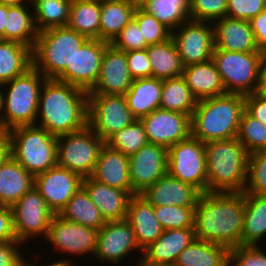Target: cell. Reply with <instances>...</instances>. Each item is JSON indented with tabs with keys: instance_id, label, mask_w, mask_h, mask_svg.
I'll return each mask as SVG.
<instances>
[{
	"instance_id": "6da1fadb",
	"label": "cell",
	"mask_w": 266,
	"mask_h": 266,
	"mask_svg": "<svg viewBox=\"0 0 266 266\" xmlns=\"http://www.w3.org/2000/svg\"><path fill=\"white\" fill-rule=\"evenodd\" d=\"M244 192L202 193L195 206L196 239L227 247L241 245Z\"/></svg>"
},
{
	"instance_id": "7a4b0ae2",
	"label": "cell",
	"mask_w": 266,
	"mask_h": 266,
	"mask_svg": "<svg viewBox=\"0 0 266 266\" xmlns=\"http://www.w3.org/2000/svg\"><path fill=\"white\" fill-rule=\"evenodd\" d=\"M87 108L88 92L56 79H46L37 108L36 122L40 123L35 125L55 136L76 132L88 124Z\"/></svg>"
},
{
	"instance_id": "3957f363",
	"label": "cell",
	"mask_w": 266,
	"mask_h": 266,
	"mask_svg": "<svg viewBox=\"0 0 266 266\" xmlns=\"http://www.w3.org/2000/svg\"><path fill=\"white\" fill-rule=\"evenodd\" d=\"M207 166V192L242 193L248 173L249 153L235 137L204 144Z\"/></svg>"
},
{
	"instance_id": "277c9868",
	"label": "cell",
	"mask_w": 266,
	"mask_h": 266,
	"mask_svg": "<svg viewBox=\"0 0 266 266\" xmlns=\"http://www.w3.org/2000/svg\"><path fill=\"white\" fill-rule=\"evenodd\" d=\"M244 110L245 96L241 94L199 100L191 115V136L204 144L235 138Z\"/></svg>"
},
{
	"instance_id": "5b68a950",
	"label": "cell",
	"mask_w": 266,
	"mask_h": 266,
	"mask_svg": "<svg viewBox=\"0 0 266 266\" xmlns=\"http://www.w3.org/2000/svg\"><path fill=\"white\" fill-rule=\"evenodd\" d=\"M87 40L67 26L42 30L32 49V66L46 79H55L65 68H71L74 54Z\"/></svg>"
},
{
	"instance_id": "8992f818",
	"label": "cell",
	"mask_w": 266,
	"mask_h": 266,
	"mask_svg": "<svg viewBox=\"0 0 266 266\" xmlns=\"http://www.w3.org/2000/svg\"><path fill=\"white\" fill-rule=\"evenodd\" d=\"M45 76L33 66L25 73L13 78L2 87L8 88L3 94L2 129L35 125L39 95Z\"/></svg>"
},
{
	"instance_id": "52a82bcc",
	"label": "cell",
	"mask_w": 266,
	"mask_h": 266,
	"mask_svg": "<svg viewBox=\"0 0 266 266\" xmlns=\"http://www.w3.org/2000/svg\"><path fill=\"white\" fill-rule=\"evenodd\" d=\"M9 132L11 156L36 176L57 165V136L46 129L27 125Z\"/></svg>"
},
{
	"instance_id": "ba28073f",
	"label": "cell",
	"mask_w": 266,
	"mask_h": 266,
	"mask_svg": "<svg viewBox=\"0 0 266 266\" xmlns=\"http://www.w3.org/2000/svg\"><path fill=\"white\" fill-rule=\"evenodd\" d=\"M212 60L226 93L248 95L258 92L266 56L262 52H234L214 49Z\"/></svg>"
},
{
	"instance_id": "9c48e42d",
	"label": "cell",
	"mask_w": 266,
	"mask_h": 266,
	"mask_svg": "<svg viewBox=\"0 0 266 266\" xmlns=\"http://www.w3.org/2000/svg\"><path fill=\"white\" fill-rule=\"evenodd\" d=\"M105 142L87 124L83 129L57 136V165L85 177L94 171Z\"/></svg>"
},
{
	"instance_id": "30bf717a",
	"label": "cell",
	"mask_w": 266,
	"mask_h": 266,
	"mask_svg": "<svg viewBox=\"0 0 266 266\" xmlns=\"http://www.w3.org/2000/svg\"><path fill=\"white\" fill-rule=\"evenodd\" d=\"M167 173L207 192V166L205 146L200 140L190 136L168 148Z\"/></svg>"
},
{
	"instance_id": "8fae6325",
	"label": "cell",
	"mask_w": 266,
	"mask_h": 266,
	"mask_svg": "<svg viewBox=\"0 0 266 266\" xmlns=\"http://www.w3.org/2000/svg\"><path fill=\"white\" fill-rule=\"evenodd\" d=\"M87 117L88 125L104 142L136 120L125 96L117 94H88Z\"/></svg>"
},
{
	"instance_id": "7c38bea8",
	"label": "cell",
	"mask_w": 266,
	"mask_h": 266,
	"mask_svg": "<svg viewBox=\"0 0 266 266\" xmlns=\"http://www.w3.org/2000/svg\"><path fill=\"white\" fill-rule=\"evenodd\" d=\"M11 208L17 241L25 243L26 240L34 236L38 237V235L46 238L50 222L55 214L48 208L45 199L34 187Z\"/></svg>"
},
{
	"instance_id": "4fadbf2b",
	"label": "cell",
	"mask_w": 266,
	"mask_h": 266,
	"mask_svg": "<svg viewBox=\"0 0 266 266\" xmlns=\"http://www.w3.org/2000/svg\"><path fill=\"white\" fill-rule=\"evenodd\" d=\"M208 24L189 19L171 32L184 67L212 59L214 29L212 23Z\"/></svg>"
},
{
	"instance_id": "5bb4252c",
	"label": "cell",
	"mask_w": 266,
	"mask_h": 266,
	"mask_svg": "<svg viewBox=\"0 0 266 266\" xmlns=\"http://www.w3.org/2000/svg\"><path fill=\"white\" fill-rule=\"evenodd\" d=\"M83 179L79 174L55 165L34 176V188L45 199L48 208L57 215L82 188Z\"/></svg>"
},
{
	"instance_id": "9a60e30c",
	"label": "cell",
	"mask_w": 266,
	"mask_h": 266,
	"mask_svg": "<svg viewBox=\"0 0 266 266\" xmlns=\"http://www.w3.org/2000/svg\"><path fill=\"white\" fill-rule=\"evenodd\" d=\"M148 143L168 149L191 136V116L158 108L142 117Z\"/></svg>"
},
{
	"instance_id": "2e32d148",
	"label": "cell",
	"mask_w": 266,
	"mask_h": 266,
	"mask_svg": "<svg viewBox=\"0 0 266 266\" xmlns=\"http://www.w3.org/2000/svg\"><path fill=\"white\" fill-rule=\"evenodd\" d=\"M109 44L88 39L74 54L71 68H65L55 79L89 92L97 81L102 56Z\"/></svg>"
},
{
	"instance_id": "e0dca14e",
	"label": "cell",
	"mask_w": 266,
	"mask_h": 266,
	"mask_svg": "<svg viewBox=\"0 0 266 266\" xmlns=\"http://www.w3.org/2000/svg\"><path fill=\"white\" fill-rule=\"evenodd\" d=\"M98 239V230L85 227L54 215L46 240L66 254L85 255L88 252L94 256Z\"/></svg>"
},
{
	"instance_id": "ac0fdd59",
	"label": "cell",
	"mask_w": 266,
	"mask_h": 266,
	"mask_svg": "<svg viewBox=\"0 0 266 266\" xmlns=\"http://www.w3.org/2000/svg\"><path fill=\"white\" fill-rule=\"evenodd\" d=\"M133 250L143 252L136 241L133 227L126 219L107 221L98 231L94 258L101 263L116 265Z\"/></svg>"
},
{
	"instance_id": "d6986e66",
	"label": "cell",
	"mask_w": 266,
	"mask_h": 266,
	"mask_svg": "<svg viewBox=\"0 0 266 266\" xmlns=\"http://www.w3.org/2000/svg\"><path fill=\"white\" fill-rule=\"evenodd\" d=\"M168 149L147 143L129 157V175L132 189L142 193L167 173Z\"/></svg>"
},
{
	"instance_id": "ffe728a7",
	"label": "cell",
	"mask_w": 266,
	"mask_h": 266,
	"mask_svg": "<svg viewBox=\"0 0 266 266\" xmlns=\"http://www.w3.org/2000/svg\"><path fill=\"white\" fill-rule=\"evenodd\" d=\"M124 51L109 44L103 53L99 75L88 94L124 95L133 83Z\"/></svg>"
},
{
	"instance_id": "44dd1931",
	"label": "cell",
	"mask_w": 266,
	"mask_h": 266,
	"mask_svg": "<svg viewBox=\"0 0 266 266\" xmlns=\"http://www.w3.org/2000/svg\"><path fill=\"white\" fill-rule=\"evenodd\" d=\"M194 228L169 229L141 253L137 263L144 266H174L179 254L195 241Z\"/></svg>"
},
{
	"instance_id": "7402d4cb",
	"label": "cell",
	"mask_w": 266,
	"mask_h": 266,
	"mask_svg": "<svg viewBox=\"0 0 266 266\" xmlns=\"http://www.w3.org/2000/svg\"><path fill=\"white\" fill-rule=\"evenodd\" d=\"M202 193L193 185L184 183L166 173L140 195L153 206H196Z\"/></svg>"
},
{
	"instance_id": "603a6c76",
	"label": "cell",
	"mask_w": 266,
	"mask_h": 266,
	"mask_svg": "<svg viewBox=\"0 0 266 266\" xmlns=\"http://www.w3.org/2000/svg\"><path fill=\"white\" fill-rule=\"evenodd\" d=\"M212 24L214 49L234 52H260L249 21L224 17Z\"/></svg>"
},
{
	"instance_id": "cb8c5ba5",
	"label": "cell",
	"mask_w": 266,
	"mask_h": 266,
	"mask_svg": "<svg viewBox=\"0 0 266 266\" xmlns=\"http://www.w3.org/2000/svg\"><path fill=\"white\" fill-rule=\"evenodd\" d=\"M90 177L99 183L136 195L130 181L129 157L106 144L101 148L97 164Z\"/></svg>"
},
{
	"instance_id": "d4e9b609",
	"label": "cell",
	"mask_w": 266,
	"mask_h": 266,
	"mask_svg": "<svg viewBox=\"0 0 266 266\" xmlns=\"http://www.w3.org/2000/svg\"><path fill=\"white\" fill-rule=\"evenodd\" d=\"M82 187L106 222L126 219L131 193L99 183L91 177L83 179Z\"/></svg>"
},
{
	"instance_id": "484cf974",
	"label": "cell",
	"mask_w": 266,
	"mask_h": 266,
	"mask_svg": "<svg viewBox=\"0 0 266 266\" xmlns=\"http://www.w3.org/2000/svg\"><path fill=\"white\" fill-rule=\"evenodd\" d=\"M126 220L133 227L136 241L142 251L164 231L155 217L154 206L140 194L131 197Z\"/></svg>"
},
{
	"instance_id": "4316f807",
	"label": "cell",
	"mask_w": 266,
	"mask_h": 266,
	"mask_svg": "<svg viewBox=\"0 0 266 266\" xmlns=\"http://www.w3.org/2000/svg\"><path fill=\"white\" fill-rule=\"evenodd\" d=\"M182 77L198 101L226 94L220 74L212 59L185 66Z\"/></svg>"
},
{
	"instance_id": "83f0119b",
	"label": "cell",
	"mask_w": 266,
	"mask_h": 266,
	"mask_svg": "<svg viewBox=\"0 0 266 266\" xmlns=\"http://www.w3.org/2000/svg\"><path fill=\"white\" fill-rule=\"evenodd\" d=\"M34 187V176L12 156L0 165V205L12 207Z\"/></svg>"
},
{
	"instance_id": "f1b7e54d",
	"label": "cell",
	"mask_w": 266,
	"mask_h": 266,
	"mask_svg": "<svg viewBox=\"0 0 266 266\" xmlns=\"http://www.w3.org/2000/svg\"><path fill=\"white\" fill-rule=\"evenodd\" d=\"M137 0H100L99 40L111 43L133 19Z\"/></svg>"
},
{
	"instance_id": "f546056e",
	"label": "cell",
	"mask_w": 266,
	"mask_h": 266,
	"mask_svg": "<svg viewBox=\"0 0 266 266\" xmlns=\"http://www.w3.org/2000/svg\"><path fill=\"white\" fill-rule=\"evenodd\" d=\"M162 85L163 80L154 77L133 80L124 96L136 119L140 120L160 108Z\"/></svg>"
},
{
	"instance_id": "4dcf8cb0",
	"label": "cell",
	"mask_w": 266,
	"mask_h": 266,
	"mask_svg": "<svg viewBox=\"0 0 266 266\" xmlns=\"http://www.w3.org/2000/svg\"><path fill=\"white\" fill-rule=\"evenodd\" d=\"M20 4L8 6V13L5 22L4 40L15 41L33 49L38 31L34 23L33 11H30L32 4Z\"/></svg>"
},
{
	"instance_id": "1f68e13d",
	"label": "cell",
	"mask_w": 266,
	"mask_h": 266,
	"mask_svg": "<svg viewBox=\"0 0 266 266\" xmlns=\"http://www.w3.org/2000/svg\"><path fill=\"white\" fill-rule=\"evenodd\" d=\"M244 202L241 245H258L266 235V196L244 193Z\"/></svg>"
},
{
	"instance_id": "d6a6232c",
	"label": "cell",
	"mask_w": 266,
	"mask_h": 266,
	"mask_svg": "<svg viewBox=\"0 0 266 266\" xmlns=\"http://www.w3.org/2000/svg\"><path fill=\"white\" fill-rule=\"evenodd\" d=\"M229 249L195 239L178 256L174 266H229Z\"/></svg>"
},
{
	"instance_id": "836d02e7",
	"label": "cell",
	"mask_w": 266,
	"mask_h": 266,
	"mask_svg": "<svg viewBox=\"0 0 266 266\" xmlns=\"http://www.w3.org/2000/svg\"><path fill=\"white\" fill-rule=\"evenodd\" d=\"M146 50L151 64L152 77L164 80L182 76L184 66L172 37L165 42L150 45Z\"/></svg>"
},
{
	"instance_id": "e575fe53",
	"label": "cell",
	"mask_w": 266,
	"mask_h": 266,
	"mask_svg": "<svg viewBox=\"0 0 266 266\" xmlns=\"http://www.w3.org/2000/svg\"><path fill=\"white\" fill-rule=\"evenodd\" d=\"M32 67V49L15 41L0 40V85Z\"/></svg>"
},
{
	"instance_id": "d590c367",
	"label": "cell",
	"mask_w": 266,
	"mask_h": 266,
	"mask_svg": "<svg viewBox=\"0 0 266 266\" xmlns=\"http://www.w3.org/2000/svg\"><path fill=\"white\" fill-rule=\"evenodd\" d=\"M61 218L85 227L100 230L106 223L100 210L92 202L86 190L80 188L58 214Z\"/></svg>"
},
{
	"instance_id": "8d00e7d4",
	"label": "cell",
	"mask_w": 266,
	"mask_h": 266,
	"mask_svg": "<svg viewBox=\"0 0 266 266\" xmlns=\"http://www.w3.org/2000/svg\"><path fill=\"white\" fill-rule=\"evenodd\" d=\"M67 27L88 39H99L100 0L71 2Z\"/></svg>"
},
{
	"instance_id": "74e56055",
	"label": "cell",
	"mask_w": 266,
	"mask_h": 266,
	"mask_svg": "<svg viewBox=\"0 0 266 266\" xmlns=\"http://www.w3.org/2000/svg\"><path fill=\"white\" fill-rule=\"evenodd\" d=\"M138 6L171 32L190 19V0H138Z\"/></svg>"
},
{
	"instance_id": "f35d334b",
	"label": "cell",
	"mask_w": 266,
	"mask_h": 266,
	"mask_svg": "<svg viewBox=\"0 0 266 266\" xmlns=\"http://www.w3.org/2000/svg\"><path fill=\"white\" fill-rule=\"evenodd\" d=\"M197 102L182 76L163 80L160 108L191 116Z\"/></svg>"
},
{
	"instance_id": "ab89813d",
	"label": "cell",
	"mask_w": 266,
	"mask_h": 266,
	"mask_svg": "<svg viewBox=\"0 0 266 266\" xmlns=\"http://www.w3.org/2000/svg\"><path fill=\"white\" fill-rule=\"evenodd\" d=\"M34 23L38 32L66 27L69 21L70 4L68 0H34L32 3Z\"/></svg>"
},
{
	"instance_id": "60d3db41",
	"label": "cell",
	"mask_w": 266,
	"mask_h": 266,
	"mask_svg": "<svg viewBox=\"0 0 266 266\" xmlns=\"http://www.w3.org/2000/svg\"><path fill=\"white\" fill-rule=\"evenodd\" d=\"M148 143L145 128L141 120L136 119L132 124L110 136L105 144L130 157Z\"/></svg>"
},
{
	"instance_id": "b9f144b4",
	"label": "cell",
	"mask_w": 266,
	"mask_h": 266,
	"mask_svg": "<svg viewBox=\"0 0 266 266\" xmlns=\"http://www.w3.org/2000/svg\"><path fill=\"white\" fill-rule=\"evenodd\" d=\"M236 138L249 154L266 150V124L243 111Z\"/></svg>"
},
{
	"instance_id": "7bdbcfd3",
	"label": "cell",
	"mask_w": 266,
	"mask_h": 266,
	"mask_svg": "<svg viewBox=\"0 0 266 266\" xmlns=\"http://www.w3.org/2000/svg\"><path fill=\"white\" fill-rule=\"evenodd\" d=\"M154 213L164 230L194 228L195 206H154Z\"/></svg>"
},
{
	"instance_id": "ee69618b",
	"label": "cell",
	"mask_w": 266,
	"mask_h": 266,
	"mask_svg": "<svg viewBox=\"0 0 266 266\" xmlns=\"http://www.w3.org/2000/svg\"><path fill=\"white\" fill-rule=\"evenodd\" d=\"M133 19L137 22L142 37L148 46L165 42L171 37V31L155 16L146 13L137 6Z\"/></svg>"
},
{
	"instance_id": "f6af8a7d",
	"label": "cell",
	"mask_w": 266,
	"mask_h": 266,
	"mask_svg": "<svg viewBox=\"0 0 266 266\" xmlns=\"http://www.w3.org/2000/svg\"><path fill=\"white\" fill-rule=\"evenodd\" d=\"M246 185L244 193L266 196V150L249 155Z\"/></svg>"
},
{
	"instance_id": "bcb514c9",
	"label": "cell",
	"mask_w": 266,
	"mask_h": 266,
	"mask_svg": "<svg viewBox=\"0 0 266 266\" xmlns=\"http://www.w3.org/2000/svg\"><path fill=\"white\" fill-rule=\"evenodd\" d=\"M227 0H190L191 20L213 23L226 17Z\"/></svg>"
},
{
	"instance_id": "7dc6e473",
	"label": "cell",
	"mask_w": 266,
	"mask_h": 266,
	"mask_svg": "<svg viewBox=\"0 0 266 266\" xmlns=\"http://www.w3.org/2000/svg\"><path fill=\"white\" fill-rule=\"evenodd\" d=\"M259 245H239L229 251V266H266V252Z\"/></svg>"
},
{
	"instance_id": "c3c4849f",
	"label": "cell",
	"mask_w": 266,
	"mask_h": 266,
	"mask_svg": "<svg viewBox=\"0 0 266 266\" xmlns=\"http://www.w3.org/2000/svg\"><path fill=\"white\" fill-rule=\"evenodd\" d=\"M114 48L121 51H133L146 49L145 38L139 29L137 22L132 19L110 43Z\"/></svg>"
},
{
	"instance_id": "681fc988",
	"label": "cell",
	"mask_w": 266,
	"mask_h": 266,
	"mask_svg": "<svg viewBox=\"0 0 266 266\" xmlns=\"http://www.w3.org/2000/svg\"><path fill=\"white\" fill-rule=\"evenodd\" d=\"M266 9V0H227L226 17L250 21Z\"/></svg>"
},
{
	"instance_id": "f907efd6",
	"label": "cell",
	"mask_w": 266,
	"mask_h": 266,
	"mask_svg": "<svg viewBox=\"0 0 266 266\" xmlns=\"http://www.w3.org/2000/svg\"><path fill=\"white\" fill-rule=\"evenodd\" d=\"M127 65L133 79L152 77V69L146 49L126 51Z\"/></svg>"
},
{
	"instance_id": "816d5d0a",
	"label": "cell",
	"mask_w": 266,
	"mask_h": 266,
	"mask_svg": "<svg viewBox=\"0 0 266 266\" xmlns=\"http://www.w3.org/2000/svg\"><path fill=\"white\" fill-rule=\"evenodd\" d=\"M20 241H9L0 243V266H20L25 260L19 245Z\"/></svg>"
},
{
	"instance_id": "f5cc1de1",
	"label": "cell",
	"mask_w": 266,
	"mask_h": 266,
	"mask_svg": "<svg viewBox=\"0 0 266 266\" xmlns=\"http://www.w3.org/2000/svg\"><path fill=\"white\" fill-rule=\"evenodd\" d=\"M245 111L266 124V99L258 92L245 95Z\"/></svg>"
},
{
	"instance_id": "db71d44e",
	"label": "cell",
	"mask_w": 266,
	"mask_h": 266,
	"mask_svg": "<svg viewBox=\"0 0 266 266\" xmlns=\"http://www.w3.org/2000/svg\"><path fill=\"white\" fill-rule=\"evenodd\" d=\"M17 241L13 227V212L9 206L0 205V243Z\"/></svg>"
},
{
	"instance_id": "11a10c76",
	"label": "cell",
	"mask_w": 266,
	"mask_h": 266,
	"mask_svg": "<svg viewBox=\"0 0 266 266\" xmlns=\"http://www.w3.org/2000/svg\"><path fill=\"white\" fill-rule=\"evenodd\" d=\"M249 23L259 51L266 56V9L252 18Z\"/></svg>"
},
{
	"instance_id": "9f6ffc18",
	"label": "cell",
	"mask_w": 266,
	"mask_h": 266,
	"mask_svg": "<svg viewBox=\"0 0 266 266\" xmlns=\"http://www.w3.org/2000/svg\"><path fill=\"white\" fill-rule=\"evenodd\" d=\"M11 156L9 132L0 128V165Z\"/></svg>"
},
{
	"instance_id": "6f0895ef",
	"label": "cell",
	"mask_w": 266,
	"mask_h": 266,
	"mask_svg": "<svg viewBox=\"0 0 266 266\" xmlns=\"http://www.w3.org/2000/svg\"><path fill=\"white\" fill-rule=\"evenodd\" d=\"M8 13V5L0 4V38L4 40L5 22Z\"/></svg>"
},
{
	"instance_id": "680465c9",
	"label": "cell",
	"mask_w": 266,
	"mask_h": 266,
	"mask_svg": "<svg viewBox=\"0 0 266 266\" xmlns=\"http://www.w3.org/2000/svg\"><path fill=\"white\" fill-rule=\"evenodd\" d=\"M258 93L266 99V63L263 65L261 71Z\"/></svg>"
},
{
	"instance_id": "91938a15",
	"label": "cell",
	"mask_w": 266,
	"mask_h": 266,
	"mask_svg": "<svg viewBox=\"0 0 266 266\" xmlns=\"http://www.w3.org/2000/svg\"><path fill=\"white\" fill-rule=\"evenodd\" d=\"M69 258L65 259L63 258L62 260L60 259L59 261H54L53 263H48V265H44V266H74L73 263H72V260H68ZM34 264L33 266H37L35 265L36 263H32ZM42 266V265H41Z\"/></svg>"
},
{
	"instance_id": "94428289",
	"label": "cell",
	"mask_w": 266,
	"mask_h": 266,
	"mask_svg": "<svg viewBox=\"0 0 266 266\" xmlns=\"http://www.w3.org/2000/svg\"><path fill=\"white\" fill-rule=\"evenodd\" d=\"M26 2V0H0V4L8 6L25 4Z\"/></svg>"
},
{
	"instance_id": "6125c7cd",
	"label": "cell",
	"mask_w": 266,
	"mask_h": 266,
	"mask_svg": "<svg viewBox=\"0 0 266 266\" xmlns=\"http://www.w3.org/2000/svg\"><path fill=\"white\" fill-rule=\"evenodd\" d=\"M2 85H0V128L2 129V114H3V94L1 89H3V87H1Z\"/></svg>"
},
{
	"instance_id": "be15d7a7",
	"label": "cell",
	"mask_w": 266,
	"mask_h": 266,
	"mask_svg": "<svg viewBox=\"0 0 266 266\" xmlns=\"http://www.w3.org/2000/svg\"><path fill=\"white\" fill-rule=\"evenodd\" d=\"M20 266H33V264L28 263V261L24 260Z\"/></svg>"
},
{
	"instance_id": "e7e4bbea",
	"label": "cell",
	"mask_w": 266,
	"mask_h": 266,
	"mask_svg": "<svg viewBox=\"0 0 266 266\" xmlns=\"http://www.w3.org/2000/svg\"><path fill=\"white\" fill-rule=\"evenodd\" d=\"M137 266H144L141 262L137 264Z\"/></svg>"
}]
</instances>
